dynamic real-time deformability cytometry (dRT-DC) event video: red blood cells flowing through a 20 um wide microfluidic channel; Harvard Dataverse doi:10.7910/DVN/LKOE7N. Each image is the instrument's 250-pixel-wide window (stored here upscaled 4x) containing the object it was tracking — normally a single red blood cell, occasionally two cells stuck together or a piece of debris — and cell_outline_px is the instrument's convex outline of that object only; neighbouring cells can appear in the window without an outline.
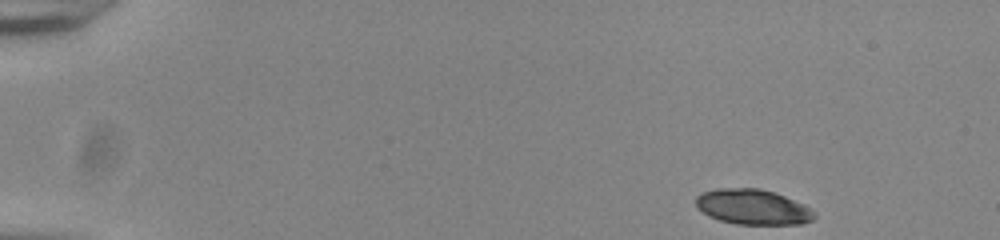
{"species": "common noctule bat (a hibernating species)", "species_latin": "Nyctalus noctula", "temperature_condition": "room temperature", "stored_images_in_passage": 49, "camera_frame_rate_fps": 3000, "um_per_image_px": 0.085, "animal": {"sex": "male", "body_mass_g": 20.0, "forearm_length_mm": 53.3}, "frame": {"image": 1, "passage_image": 1, "time_ms": 0.0, "image_size_px": [1000, 240], "cell_outline_px": [[816, 216], [812, 220], [800, 224], [736, 224], [720, 220], [708, 216], [696, 208], [696, 196], [704, 192], [716, 188], [760, 188], [784, 196], [804, 204], [812, 208], [816, 212]], "centroid_in_image_um": [63.99, 17.59], "position_along_channel_um": 21.0, "area_um2": 24.45}}
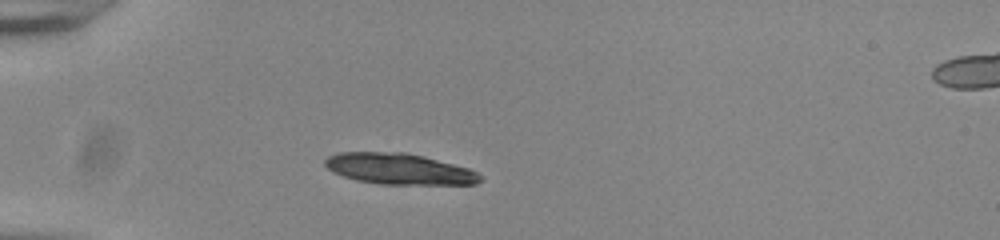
{"frame": {"image": 2, "passage_image": 11, "time_ms": 3.333, "image_size_px": [1000, 240], "cell_outline_px": [[484, 176], [476, 184], [380, 184], [356, 180], [332, 172], [324, 164], [324, 160], [328, 156], [340, 152], [404, 152], [424, 156], [468, 168]], "centroid_in_image_um": [33.91, 14.35], "position_along_channel_um": 51.1, "area_um2": 27.98}}